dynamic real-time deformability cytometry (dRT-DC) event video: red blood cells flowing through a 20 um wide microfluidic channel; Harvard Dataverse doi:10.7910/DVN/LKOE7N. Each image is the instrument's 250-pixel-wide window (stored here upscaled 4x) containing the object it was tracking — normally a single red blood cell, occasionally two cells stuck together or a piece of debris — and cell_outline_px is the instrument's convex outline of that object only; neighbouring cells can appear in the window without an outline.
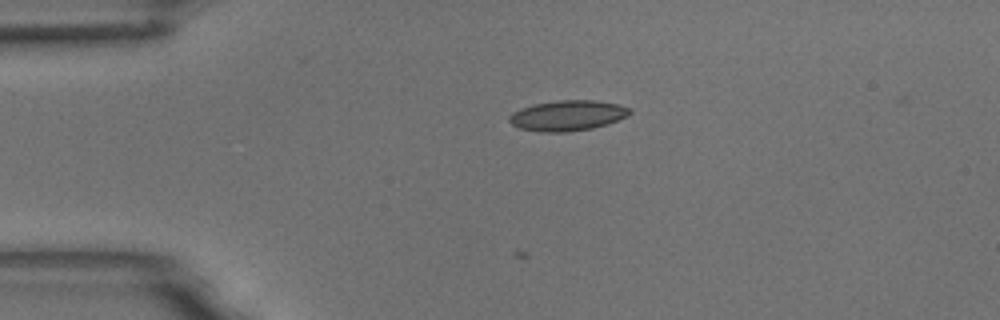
{"species": "common noctule bat (a hibernating species)", "species_latin": "Nyctalus noctula", "temperature_condition": "room temperature", "stored_images_in_passage": 3, "camera_frame_rate_fps": 3000, "um_per_image_px": 0.085, "animal": {"sex": "male", "body_mass_g": 18.8}, "frame": {"image": 1, "passage_image": 1, "time_ms": 0.0, "image_size_px": [1000, 320], "cell_outline_px": [[632, 112], [628, 116], [592, 128], [568, 132], [540, 132], [516, 128], [508, 120], [508, 116], [512, 112], [520, 108], [536, 104], [560, 100], [596, 100], [616, 104], [628, 108]], "centroid_in_image_um": [48.18, 9.83], "position_along_channel_um": 36.8, "area_um2": 21.27}}